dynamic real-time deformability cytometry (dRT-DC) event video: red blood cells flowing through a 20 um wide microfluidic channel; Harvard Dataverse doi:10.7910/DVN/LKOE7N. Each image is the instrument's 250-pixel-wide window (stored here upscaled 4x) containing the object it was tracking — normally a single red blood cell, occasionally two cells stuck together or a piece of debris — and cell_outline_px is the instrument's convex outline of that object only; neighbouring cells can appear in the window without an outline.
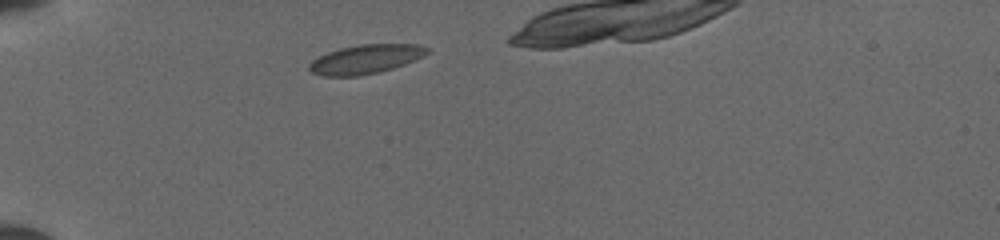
{"species": "common noctule bat (a hibernating species)", "species_latin": "Nyctalus noctula", "temperature_condition": "cold", "stored_images_in_passage": 29, "camera_frame_rate_fps": 3000, "um_per_image_px": 0.085, "animal": {"sex": "female", "body_mass_g": 19.5, "forearm_length_mm": 54.1}, "frame": {"image": 1, "passage_image": 1, "time_ms": 0.0, "image_size_px": [1000, 240], "cell_outline_px": [[428, 52], [404, 64], [392, 68], [360, 76], [324, 76], [312, 72], [308, 68], [308, 64], [312, 60], [328, 52], [340, 48], [360, 44], [420, 44], [428, 48]], "centroid_in_image_um": [31.03, 5.02], "position_along_channel_um": 54.0, "area_um2": 19.65}}
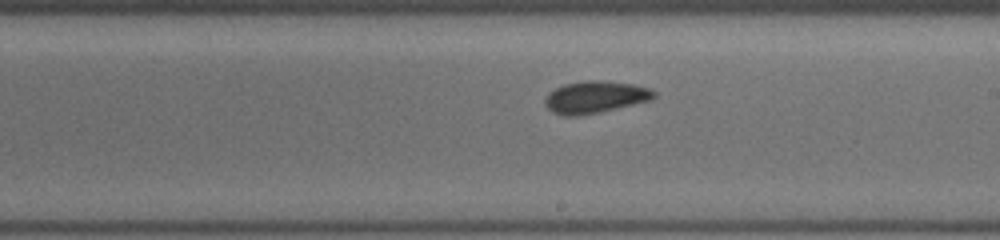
{"frame": {"image": 2, "passage_image": 16, "time_ms": 5.0, "image_size_px": [1000, 240], "cell_outline_px": [[656, 96], [648, 100], [600, 112], [580, 116], [560, 116], [552, 112], [544, 104], [544, 100], [556, 88], [564, 84], [588, 80], [600, 80], [632, 84], [648, 88], [656, 92]], "centroid_in_image_um": [50.55, 8.26], "position_along_channel_um": 238.4, "area_um2": 20.11}}
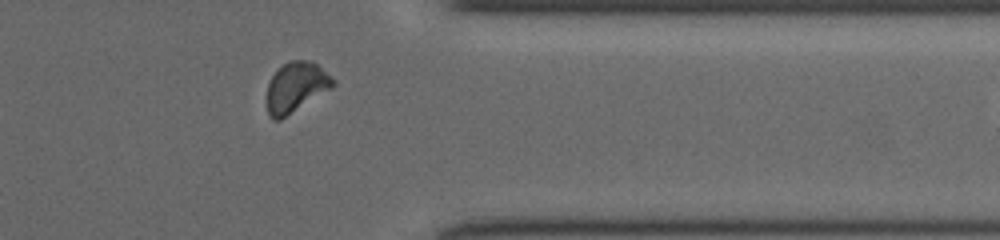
{"frame": {"image": 3, "passage_image": 27, "time_ms": 8.667, "image_size_px": [1000, 240], "cell_outline_px": [[336, 84], [332, 88], [280, 120], [272, 120], [268, 116], [268, 84], [272, 76], [288, 60], [312, 60], [336, 80]], "centroid_in_image_um": [25.19, 7.4], "position_along_channel_um": 386.2, "area_um2": 19.19}}